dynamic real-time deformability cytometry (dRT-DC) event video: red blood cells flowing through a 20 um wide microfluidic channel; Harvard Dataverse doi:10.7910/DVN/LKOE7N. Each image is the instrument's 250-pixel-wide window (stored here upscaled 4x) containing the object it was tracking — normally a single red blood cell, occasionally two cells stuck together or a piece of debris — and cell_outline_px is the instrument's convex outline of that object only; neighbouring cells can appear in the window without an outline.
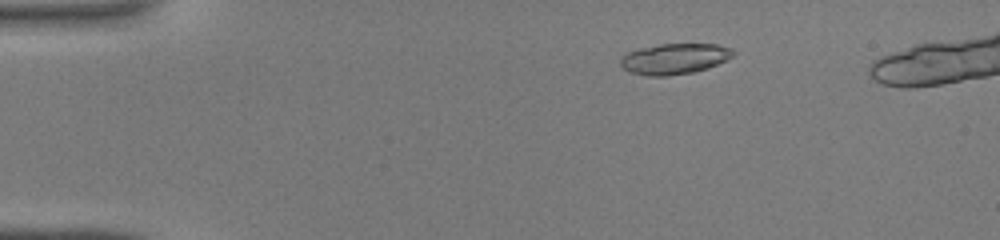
{"species": "common noctule bat (a hibernating species)", "species_latin": "Nyctalus noctula", "temperature_condition": "warm", "stored_images_in_passage": 36, "camera_frame_rate_fps": 3000, "um_per_image_px": 0.085, "animal": {"sex": "male", "body_mass_g": 19.0, "forearm_length_mm": 50.8}, "frame": {"image": 1, "passage_image": 2, "time_ms": 0.333, "image_size_px": [1000, 240], "cell_outline_px": [[736, 52], [732, 56], [708, 68], [692, 72], [668, 76], [648, 76], [628, 72], [620, 64], [620, 56], [624, 52], [640, 48], [660, 44], [716, 44], [732, 48]], "centroid_in_image_um": [57.27, 4.99], "position_along_channel_um": 27.7, "area_um2": 20.29}}
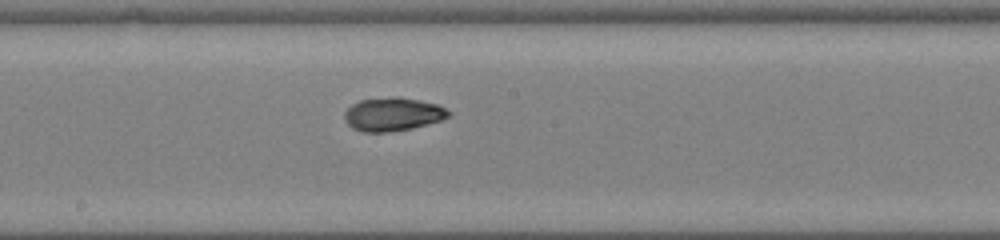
{"frame": {"image": 2, "passage_image": 19, "time_ms": 6.0, "image_size_px": [1000, 240], "cell_outline_px": [[452, 116], [440, 120], [412, 128], [384, 132], [360, 132], [352, 128], [344, 120], [344, 112], [352, 104], [360, 100], [396, 96], [400, 96], [420, 100], [436, 104], [452, 112]], "centroid_in_image_um": [33.38, 9.7], "position_along_channel_um": 214.8, "area_um2": 20.35}}
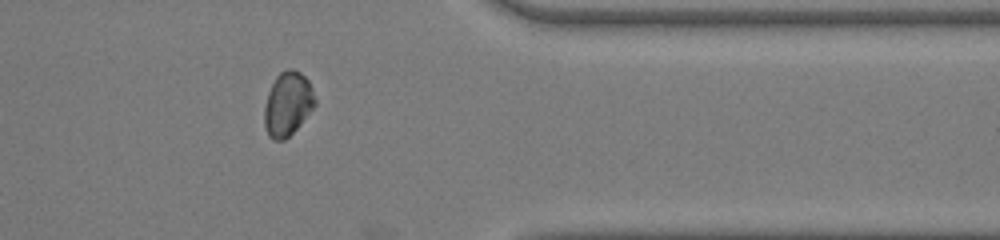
{"frame": {"image": 3, "passage_image": 31, "time_ms": 10.0, "image_size_px": [1000, 240], "cell_outline_px": [[316, 104], [300, 124], [284, 140], [272, 140], [268, 136], [264, 124], [264, 108], [268, 92], [276, 76], [280, 72], [288, 68], [292, 68], [300, 72], [308, 80], [312, 88], [316, 100]], "centroid_in_image_um": [24.44, 8.82], "position_along_channel_um": 387.0, "area_um2": 18.84}}